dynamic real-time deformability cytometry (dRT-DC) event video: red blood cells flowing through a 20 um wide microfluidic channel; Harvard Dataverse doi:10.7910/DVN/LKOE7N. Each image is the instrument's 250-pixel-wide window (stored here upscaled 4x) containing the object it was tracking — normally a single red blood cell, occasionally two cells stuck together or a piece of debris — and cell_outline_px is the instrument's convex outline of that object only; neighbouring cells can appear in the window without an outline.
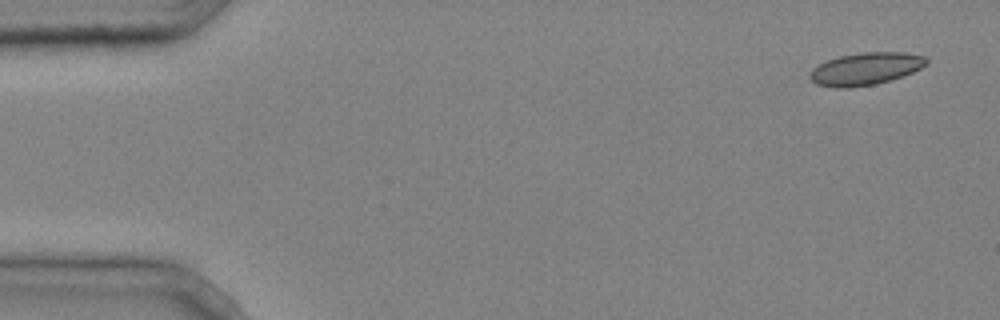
{"species": "common noctule bat (a hibernating species)", "species_latin": "Nyctalus noctula", "temperature_condition": "cold", "stored_images_in_passage": 4, "camera_frame_rate_fps": 3000, "um_per_image_px": 0.085, "animal": {"sex": "male", "body_mass_g": 20.4}, "frame": {"image": 1, "passage_image": 1, "time_ms": 0.0, "image_size_px": [1000, 320], "cell_outline_px": [[928, 64], [904, 76], [876, 84], [848, 88], [836, 88], [816, 84], [808, 76], [812, 68], [828, 60], [840, 56], [864, 52], [904, 52], [924, 56], [928, 60]], "centroid_in_image_um": [73.58, 5.85], "position_along_channel_um": 11.4, "area_um2": 22.02}}
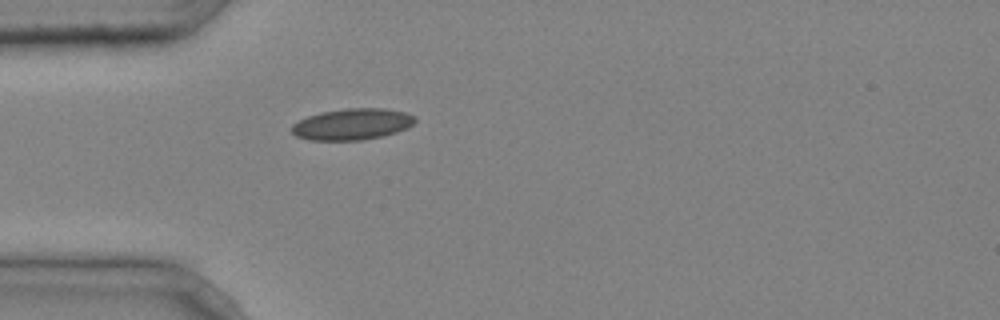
{"frame": {"image": 2, "passage_image": 4, "time_ms": 1.0, "image_size_px": [1000, 320], "cell_outline_px": [[416, 120], [408, 128], [396, 132], [380, 136], [360, 140], [308, 140], [296, 136], [292, 132], [292, 124], [308, 116], [320, 112], [344, 108], [384, 108], [404, 112], [416, 116]], "centroid_in_image_um": [29.93, 10.55], "position_along_channel_um": 55.1, "area_um2": 22.48}}